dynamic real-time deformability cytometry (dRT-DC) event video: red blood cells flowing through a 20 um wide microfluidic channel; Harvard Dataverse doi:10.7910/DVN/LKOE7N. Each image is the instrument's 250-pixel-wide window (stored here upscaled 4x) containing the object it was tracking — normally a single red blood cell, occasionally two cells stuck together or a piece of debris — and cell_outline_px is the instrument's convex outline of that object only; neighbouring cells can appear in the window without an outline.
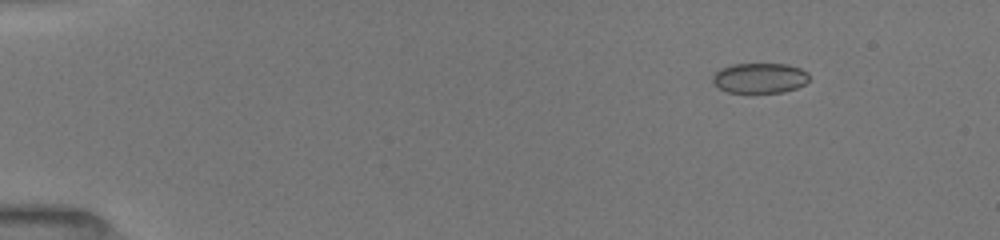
{"species": "common noctule bat (a hibernating species)", "species_latin": "Nyctalus noctula", "temperature_condition": "room temperature", "stored_images_in_passage": 46, "camera_frame_rate_fps": 3000, "um_per_image_px": 0.085, "animal": {"sex": "female", "body_mass_g": 19.5, "forearm_length_mm": 54.1}, "frame": {"image": 1, "passage_image": 1, "time_ms": 0.0, "image_size_px": [1000, 240], "cell_outline_px": [[808, 80], [804, 84], [796, 88], [784, 92], [748, 96], [728, 92], [716, 88], [712, 80], [712, 76], [720, 68], [732, 64], [788, 64], [800, 68], [808, 72]], "centroid_in_image_um": [64.53, 6.69], "position_along_channel_um": 20.5, "area_um2": 17.86}}
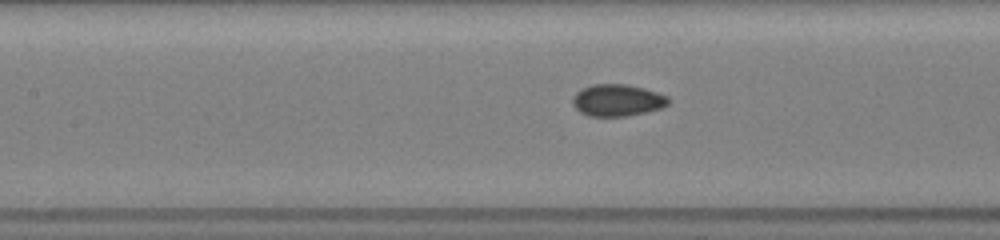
{"frame": {"image": 2, "passage_image": 19, "time_ms": 6.0, "image_size_px": [1000, 240], "cell_outline_px": [[668, 104], [660, 108], [648, 112], [628, 116], [588, 116], [580, 112], [572, 104], [572, 96], [576, 92], [592, 84], [628, 84], [644, 88], [668, 96]], "centroid_in_image_um": [52.46, 8.52], "position_along_channel_um": 154.9, "area_um2": 17.86}}
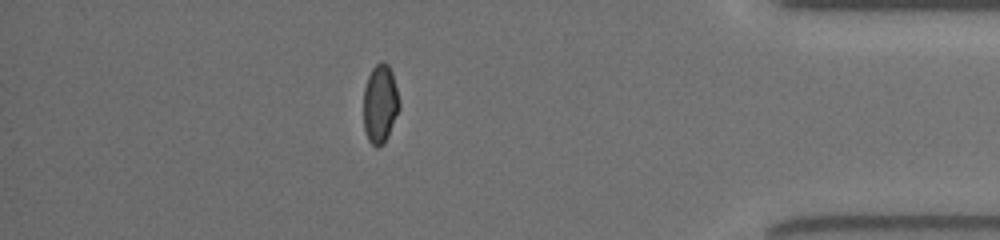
{"frame": {"image": 3, "passage_image": 40, "time_ms": 13.0, "image_size_px": [1000, 240], "cell_outline_px": [[400, 108], [388, 136], [384, 144], [376, 148], [368, 140], [364, 128], [364, 88], [368, 76], [372, 68], [380, 60], [384, 60], [388, 64], [392, 72], [400, 100]], "centroid_in_image_um": [32.32, 8.81], "position_along_channel_um": 402.9, "area_um2": 16.65}, "authors_computed_cell_mechanics": {"area_um2": 17.2822, "velocity_mm_per_s": 4.0182, "shape_relaxation_time_tau1_ms": 5.3383, "shape_relaxation_time_tau2_ms": null, "deformation_change_tau1": 0.1107, "deformation_change_tau2": null}}